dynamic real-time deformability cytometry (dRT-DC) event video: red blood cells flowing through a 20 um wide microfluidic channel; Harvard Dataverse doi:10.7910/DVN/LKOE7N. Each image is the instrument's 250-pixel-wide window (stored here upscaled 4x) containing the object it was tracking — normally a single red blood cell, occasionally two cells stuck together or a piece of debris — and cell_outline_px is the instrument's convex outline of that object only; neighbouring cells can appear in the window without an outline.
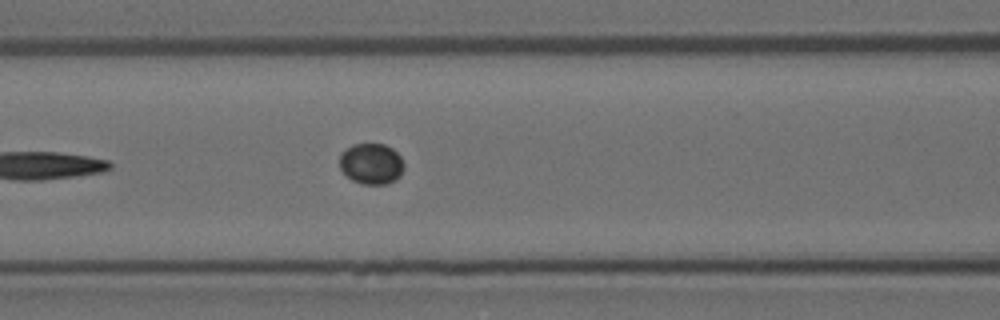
{"species": "Egyptian fruit bat (a non-hibernating species)", "species_latin": "Rousettus aegyptiacus", "temperature_condition": "room temperature", "stored_images_in_passage": 8, "camera_frame_rate_fps": 3000, "um_per_image_px": 0.085, "animal": {"sex": "female"}, "frame": {"image": 1, "passage_image": 8, "time_ms": 2.333, "image_size_px": [1000, 320], "cell_outline_px": [[404, 168], [400, 176], [396, 180], [388, 184], [364, 184], [352, 180], [340, 168], [340, 152], [352, 144], [384, 144], [392, 148], [400, 156], [404, 164]], "centroid_in_image_um": [31.57, 13.91], "position_along_channel_um": 135.0, "area_um2": 15.43}}